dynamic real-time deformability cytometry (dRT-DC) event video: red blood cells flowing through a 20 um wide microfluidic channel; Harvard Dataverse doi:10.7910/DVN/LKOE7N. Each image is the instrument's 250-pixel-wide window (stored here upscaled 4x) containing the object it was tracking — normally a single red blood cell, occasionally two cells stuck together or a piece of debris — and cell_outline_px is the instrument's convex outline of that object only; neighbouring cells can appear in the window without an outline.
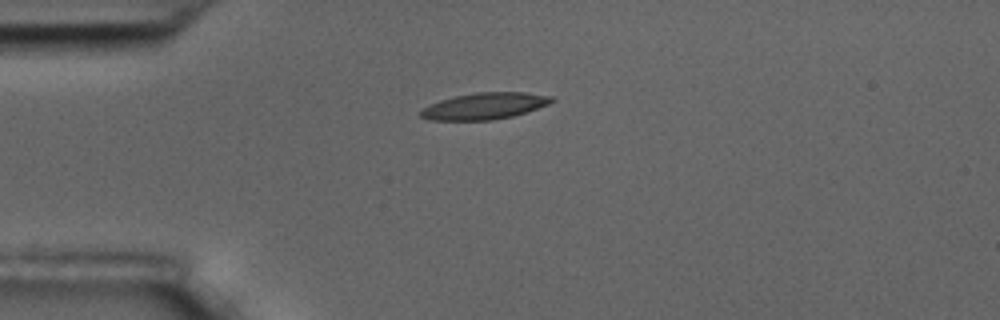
{"species": "common noctule bat (a hibernating species)", "species_latin": "Nyctalus noctula", "temperature_condition": "room temperature", "stored_images_in_passage": 5, "camera_frame_rate_fps": 3000, "um_per_image_px": 0.085, "animal": {"sex": "male", "body_mass_g": 17.5, "forearm_length_mm": 52.3}, "frame": {"image": 1, "passage_image": 2, "time_ms": 0.333, "image_size_px": [1000, 320], "cell_outline_px": [[556, 100], [548, 104], [512, 116], [492, 120], [428, 120], [420, 116], [420, 112], [424, 108], [440, 100], [456, 96], [476, 92], [524, 92], [552, 96]], "centroid_in_image_um": [41.19, 9.01], "position_along_channel_um": 43.8, "area_um2": 20.0}}